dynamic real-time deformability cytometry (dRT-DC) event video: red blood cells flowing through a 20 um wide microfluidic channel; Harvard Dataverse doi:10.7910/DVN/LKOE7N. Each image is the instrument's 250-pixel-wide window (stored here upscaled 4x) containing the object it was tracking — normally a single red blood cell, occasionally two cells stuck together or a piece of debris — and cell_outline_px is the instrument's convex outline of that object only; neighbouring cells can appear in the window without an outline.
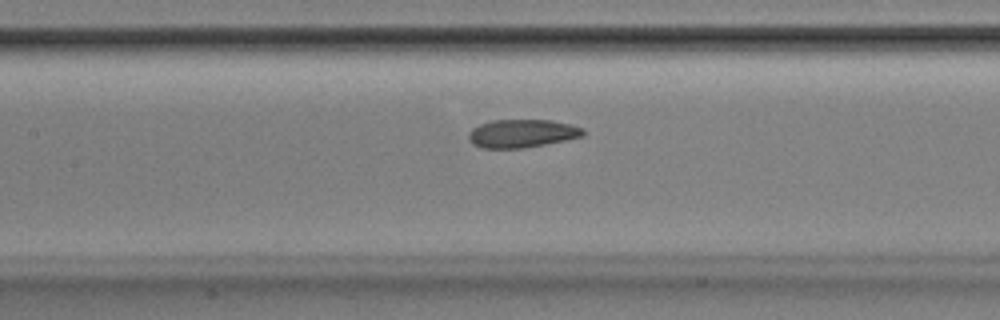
{"species": "Egyptian fruit bat (a non-hibernating species)", "species_latin": "Rousettus aegyptiacus", "temperature_condition": "room temperature", "stored_images_in_passage": 53, "camera_frame_rate_fps": 3000, "um_per_image_px": 0.085, "animal": {"sex": "male"}, "frame": {"image": 1, "passage_image": 25, "time_ms": 8.0, "image_size_px": [1000, 320], "cell_outline_px": [[584, 136], [524, 148], [484, 148], [472, 144], [468, 140], [468, 136], [472, 128], [480, 124], [492, 120], [552, 120], [572, 124], [584, 128]], "centroid_in_image_um": [44.37, 11.34], "position_along_channel_um": 163.0, "area_um2": 18.84}}
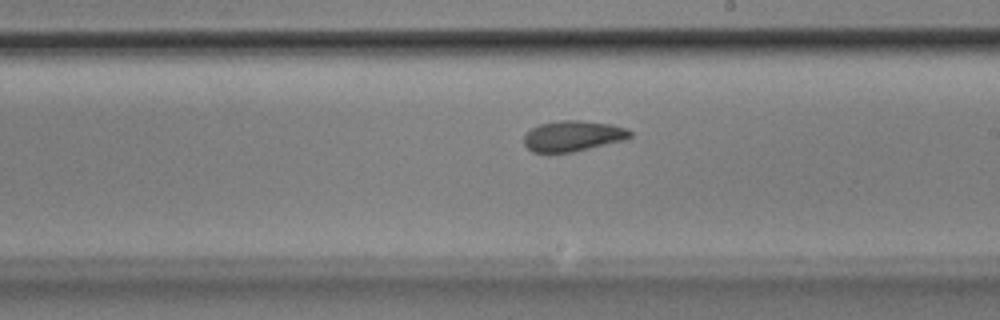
{"frame": {"image": 2, "passage_image": 31, "time_ms": 10.0, "image_size_px": [1000, 320], "cell_outline_px": [[632, 136], [624, 140], [572, 152], [532, 152], [524, 144], [524, 136], [532, 128], [540, 124], [560, 120], [580, 120], [612, 124], [628, 128], [632, 132]], "centroid_in_image_um": [48.72, 11.55], "position_along_channel_um": 240.3, "area_um2": 18.9}}
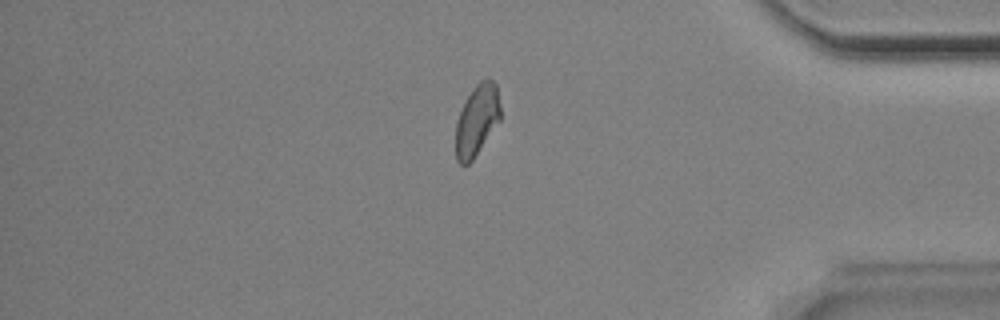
{"frame": {"image": 3, "passage_image": 45, "time_ms": 14.667, "image_size_px": [1000, 320], "cell_outline_px": [[500, 120], [472, 160], [468, 164], [460, 164], [456, 160], [456, 124], [460, 112], [468, 96], [476, 84], [480, 80], [488, 76], [496, 84], [500, 108]], "centroid_in_image_um": [40.54, 10.2], "position_along_channel_um": 394.7, "area_um2": 18.26}, "authors_computed_cell_mechanics": {"area_um2": 19.363, "velocity_mm_per_s": 3.887, "shape_relaxation_time_tau1_ms": 3.5128, "shape_relaxation_time_tau2_ms": 2.6909, "deformation_change_tau1": 0.116, "deformation_change_tau2": 0.0714}}